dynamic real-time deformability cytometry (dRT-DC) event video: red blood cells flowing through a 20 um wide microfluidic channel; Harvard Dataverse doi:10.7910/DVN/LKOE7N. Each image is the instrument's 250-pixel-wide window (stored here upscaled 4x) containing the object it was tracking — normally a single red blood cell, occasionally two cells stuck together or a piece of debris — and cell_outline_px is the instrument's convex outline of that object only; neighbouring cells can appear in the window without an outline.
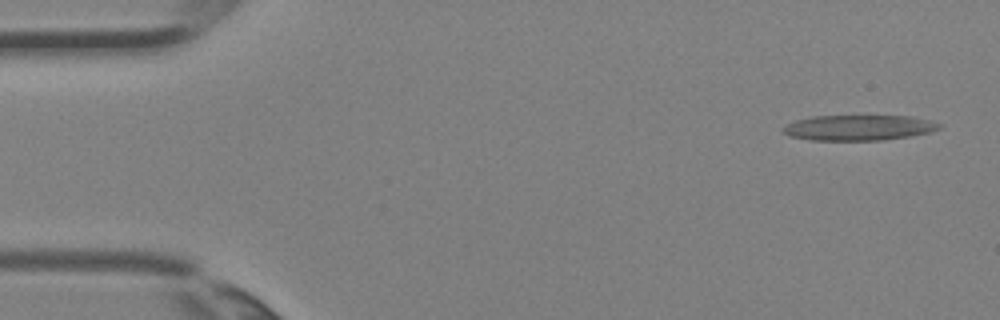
{"species": "Egyptian fruit bat (a non-hibernating species)", "species_latin": "Rousettus aegyptiacus", "temperature_condition": "room temperature", "stored_images_in_passage": 4, "camera_frame_rate_fps": 3000, "um_per_image_px": 0.085, "animal": {"sex": "female"}, "frame": {"image": 1, "passage_image": 1, "time_ms": 0.0, "image_size_px": [1000, 320], "cell_outline_px": [[944, 124], [940, 128], [928, 132], [908, 136], [880, 140], [808, 140], [788, 136], [780, 132], [780, 128], [796, 120], [812, 116], [912, 116]], "centroid_in_image_um": [72.92, 10.85], "position_along_channel_um": 12.1, "area_um2": 23.18}}
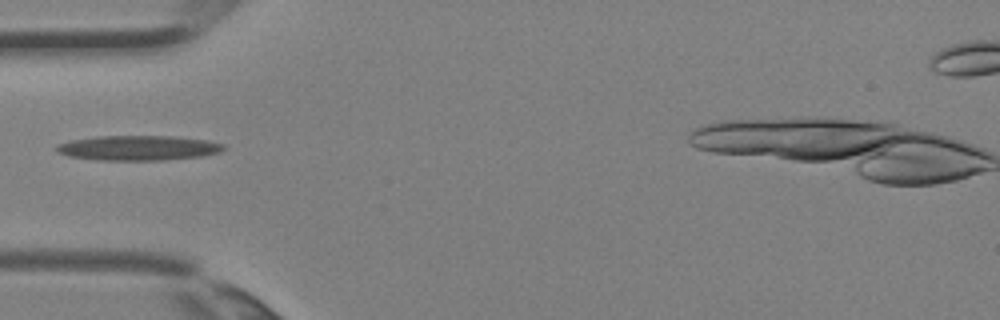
{"frame": {"image": 2, "passage_image": 4, "time_ms": 1.0, "image_size_px": [1000, 320], "cell_outline_px": [[224, 148], [220, 152], [204, 156], [160, 160], [100, 160], [68, 156], [56, 152], [56, 144], [72, 140], [96, 136], [172, 136], [208, 140], [224, 144]], "centroid_in_image_um": [11.74, 12.57], "position_along_channel_um": 73.3, "area_um2": 24.28}}